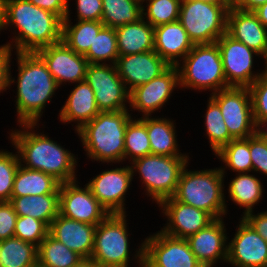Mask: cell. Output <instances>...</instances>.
Listing matches in <instances>:
<instances>
[{"label":"cell","mask_w":267,"mask_h":267,"mask_svg":"<svg viewBox=\"0 0 267 267\" xmlns=\"http://www.w3.org/2000/svg\"><path fill=\"white\" fill-rule=\"evenodd\" d=\"M62 23L63 20L58 15L39 8L28 0H4L1 30H6L9 26L16 29L12 41L4 44L12 52L13 49L15 52H37L60 42Z\"/></svg>","instance_id":"6da1fadb"},{"label":"cell","mask_w":267,"mask_h":267,"mask_svg":"<svg viewBox=\"0 0 267 267\" xmlns=\"http://www.w3.org/2000/svg\"><path fill=\"white\" fill-rule=\"evenodd\" d=\"M38 125V126H37ZM39 124H19L11 130L10 140L17 150L20 165L53 176L60 183L77 180V157L64 146L34 128Z\"/></svg>","instance_id":"7a4b0ae2"},{"label":"cell","mask_w":267,"mask_h":267,"mask_svg":"<svg viewBox=\"0 0 267 267\" xmlns=\"http://www.w3.org/2000/svg\"><path fill=\"white\" fill-rule=\"evenodd\" d=\"M18 65L17 82L8 70V88L17 84L15 104L19 124H38L58 84L47 65L36 52H15Z\"/></svg>","instance_id":"3957f363"},{"label":"cell","mask_w":267,"mask_h":267,"mask_svg":"<svg viewBox=\"0 0 267 267\" xmlns=\"http://www.w3.org/2000/svg\"><path fill=\"white\" fill-rule=\"evenodd\" d=\"M129 110L99 112L75 133L91 161L122 163L126 127L132 119Z\"/></svg>","instance_id":"277c9868"},{"label":"cell","mask_w":267,"mask_h":267,"mask_svg":"<svg viewBox=\"0 0 267 267\" xmlns=\"http://www.w3.org/2000/svg\"><path fill=\"white\" fill-rule=\"evenodd\" d=\"M187 167L188 164L181 173L173 198L209 213L214 219L226 217L228 210L223 182L226 176L220 167L193 171Z\"/></svg>","instance_id":"5b68a950"},{"label":"cell","mask_w":267,"mask_h":267,"mask_svg":"<svg viewBox=\"0 0 267 267\" xmlns=\"http://www.w3.org/2000/svg\"><path fill=\"white\" fill-rule=\"evenodd\" d=\"M182 62V63H181ZM179 88L199 92H218L230 87L223 71L222 58L217 43L194 44L191 51L177 65Z\"/></svg>","instance_id":"8992f818"},{"label":"cell","mask_w":267,"mask_h":267,"mask_svg":"<svg viewBox=\"0 0 267 267\" xmlns=\"http://www.w3.org/2000/svg\"><path fill=\"white\" fill-rule=\"evenodd\" d=\"M189 158V156L149 154L129 164L133 176L139 174L147 197L150 196L152 201L159 205L163 200L171 198L175 194L181 173L189 164Z\"/></svg>","instance_id":"52a82bcc"},{"label":"cell","mask_w":267,"mask_h":267,"mask_svg":"<svg viewBox=\"0 0 267 267\" xmlns=\"http://www.w3.org/2000/svg\"><path fill=\"white\" fill-rule=\"evenodd\" d=\"M232 4L183 0L178 21L193 44L215 43L227 32V14Z\"/></svg>","instance_id":"ba28073f"},{"label":"cell","mask_w":267,"mask_h":267,"mask_svg":"<svg viewBox=\"0 0 267 267\" xmlns=\"http://www.w3.org/2000/svg\"><path fill=\"white\" fill-rule=\"evenodd\" d=\"M126 217V214H109L97 225L91 259L98 267L130 266L131 243Z\"/></svg>","instance_id":"9c48e42d"},{"label":"cell","mask_w":267,"mask_h":267,"mask_svg":"<svg viewBox=\"0 0 267 267\" xmlns=\"http://www.w3.org/2000/svg\"><path fill=\"white\" fill-rule=\"evenodd\" d=\"M138 247L133 258L139 267H203L186 239L161 230L146 237Z\"/></svg>","instance_id":"30bf717a"},{"label":"cell","mask_w":267,"mask_h":267,"mask_svg":"<svg viewBox=\"0 0 267 267\" xmlns=\"http://www.w3.org/2000/svg\"><path fill=\"white\" fill-rule=\"evenodd\" d=\"M210 97L219 105L233 139H245L255 134L251 94L248 87L230 86Z\"/></svg>","instance_id":"8fae6325"},{"label":"cell","mask_w":267,"mask_h":267,"mask_svg":"<svg viewBox=\"0 0 267 267\" xmlns=\"http://www.w3.org/2000/svg\"><path fill=\"white\" fill-rule=\"evenodd\" d=\"M85 81L94 91L100 112L128 110L129 91L113 64H89ZM126 103V104H125Z\"/></svg>","instance_id":"7c38bea8"},{"label":"cell","mask_w":267,"mask_h":267,"mask_svg":"<svg viewBox=\"0 0 267 267\" xmlns=\"http://www.w3.org/2000/svg\"><path fill=\"white\" fill-rule=\"evenodd\" d=\"M223 64L226 82L229 86L249 87L264 73L255 72L254 57L261 55L235 40L227 32L216 41ZM254 72V73H253Z\"/></svg>","instance_id":"4fadbf2b"},{"label":"cell","mask_w":267,"mask_h":267,"mask_svg":"<svg viewBox=\"0 0 267 267\" xmlns=\"http://www.w3.org/2000/svg\"><path fill=\"white\" fill-rule=\"evenodd\" d=\"M78 180L61 183L59 187V214L67 218L98 225L108 215V211L93 196L85 184L80 187Z\"/></svg>","instance_id":"5bb4252c"},{"label":"cell","mask_w":267,"mask_h":267,"mask_svg":"<svg viewBox=\"0 0 267 267\" xmlns=\"http://www.w3.org/2000/svg\"><path fill=\"white\" fill-rule=\"evenodd\" d=\"M130 165L107 169L86 184L109 214H127L125 196L132 184Z\"/></svg>","instance_id":"9a60e30c"},{"label":"cell","mask_w":267,"mask_h":267,"mask_svg":"<svg viewBox=\"0 0 267 267\" xmlns=\"http://www.w3.org/2000/svg\"><path fill=\"white\" fill-rule=\"evenodd\" d=\"M179 86V71L177 66H170L160 76L148 83L134 88L129 94V111L142 112V117L152 116L161 110L172 97L174 89Z\"/></svg>","instance_id":"2e32d148"},{"label":"cell","mask_w":267,"mask_h":267,"mask_svg":"<svg viewBox=\"0 0 267 267\" xmlns=\"http://www.w3.org/2000/svg\"><path fill=\"white\" fill-rule=\"evenodd\" d=\"M36 53L43 59L59 87L66 82L75 84L85 81L89 62L84 55L77 54L62 40Z\"/></svg>","instance_id":"e0dca14e"},{"label":"cell","mask_w":267,"mask_h":267,"mask_svg":"<svg viewBox=\"0 0 267 267\" xmlns=\"http://www.w3.org/2000/svg\"><path fill=\"white\" fill-rule=\"evenodd\" d=\"M228 242L227 262L234 267H267V241L243 218Z\"/></svg>","instance_id":"ac0fdd59"},{"label":"cell","mask_w":267,"mask_h":267,"mask_svg":"<svg viewBox=\"0 0 267 267\" xmlns=\"http://www.w3.org/2000/svg\"><path fill=\"white\" fill-rule=\"evenodd\" d=\"M158 207L167 218L166 226L160 230L176 238L187 239L215 220L209 213L176 201L173 197L163 200Z\"/></svg>","instance_id":"d6986e66"},{"label":"cell","mask_w":267,"mask_h":267,"mask_svg":"<svg viewBox=\"0 0 267 267\" xmlns=\"http://www.w3.org/2000/svg\"><path fill=\"white\" fill-rule=\"evenodd\" d=\"M115 66L129 93L160 76L170 67L154 50L119 56Z\"/></svg>","instance_id":"ffe728a7"},{"label":"cell","mask_w":267,"mask_h":267,"mask_svg":"<svg viewBox=\"0 0 267 267\" xmlns=\"http://www.w3.org/2000/svg\"><path fill=\"white\" fill-rule=\"evenodd\" d=\"M223 220L215 219L207 227L186 239L203 267H214L221 260L222 264L227 262L229 238Z\"/></svg>","instance_id":"44dd1931"},{"label":"cell","mask_w":267,"mask_h":267,"mask_svg":"<svg viewBox=\"0 0 267 267\" xmlns=\"http://www.w3.org/2000/svg\"><path fill=\"white\" fill-rule=\"evenodd\" d=\"M96 227L58 214L50 224L48 234L82 258H91Z\"/></svg>","instance_id":"7402d4cb"},{"label":"cell","mask_w":267,"mask_h":267,"mask_svg":"<svg viewBox=\"0 0 267 267\" xmlns=\"http://www.w3.org/2000/svg\"><path fill=\"white\" fill-rule=\"evenodd\" d=\"M227 33L235 40L244 43L261 55L267 51V28L259 21L253 11L229 8L227 14Z\"/></svg>","instance_id":"603a6c76"},{"label":"cell","mask_w":267,"mask_h":267,"mask_svg":"<svg viewBox=\"0 0 267 267\" xmlns=\"http://www.w3.org/2000/svg\"><path fill=\"white\" fill-rule=\"evenodd\" d=\"M193 46L178 20L154 27V51L170 66H177Z\"/></svg>","instance_id":"cb8c5ba5"},{"label":"cell","mask_w":267,"mask_h":267,"mask_svg":"<svg viewBox=\"0 0 267 267\" xmlns=\"http://www.w3.org/2000/svg\"><path fill=\"white\" fill-rule=\"evenodd\" d=\"M68 95L59 111V118L64 124L76 122L75 131L90 122L100 110L95 101L94 91L86 81L78 82Z\"/></svg>","instance_id":"d4e9b609"},{"label":"cell","mask_w":267,"mask_h":267,"mask_svg":"<svg viewBox=\"0 0 267 267\" xmlns=\"http://www.w3.org/2000/svg\"><path fill=\"white\" fill-rule=\"evenodd\" d=\"M119 56L154 50V27L143 17L135 23L115 28Z\"/></svg>","instance_id":"484cf974"},{"label":"cell","mask_w":267,"mask_h":267,"mask_svg":"<svg viewBox=\"0 0 267 267\" xmlns=\"http://www.w3.org/2000/svg\"><path fill=\"white\" fill-rule=\"evenodd\" d=\"M173 119L145 116V126L151 147V154L161 156H189L181 153Z\"/></svg>","instance_id":"4316f807"},{"label":"cell","mask_w":267,"mask_h":267,"mask_svg":"<svg viewBox=\"0 0 267 267\" xmlns=\"http://www.w3.org/2000/svg\"><path fill=\"white\" fill-rule=\"evenodd\" d=\"M60 184L58 180L49 174L19 165L11 197L59 194Z\"/></svg>","instance_id":"83f0119b"},{"label":"cell","mask_w":267,"mask_h":267,"mask_svg":"<svg viewBox=\"0 0 267 267\" xmlns=\"http://www.w3.org/2000/svg\"><path fill=\"white\" fill-rule=\"evenodd\" d=\"M9 202L18 216H31L48 227L59 214V194L11 197Z\"/></svg>","instance_id":"f1b7e54d"},{"label":"cell","mask_w":267,"mask_h":267,"mask_svg":"<svg viewBox=\"0 0 267 267\" xmlns=\"http://www.w3.org/2000/svg\"><path fill=\"white\" fill-rule=\"evenodd\" d=\"M70 11L69 9L62 23V41L77 54L85 55L104 24L100 21L83 20H76L73 24Z\"/></svg>","instance_id":"f546056e"},{"label":"cell","mask_w":267,"mask_h":267,"mask_svg":"<svg viewBox=\"0 0 267 267\" xmlns=\"http://www.w3.org/2000/svg\"><path fill=\"white\" fill-rule=\"evenodd\" d=\"M262 184L260 179L249 172L239 173L228 184V197L240 208H244L245 215L253 211L255 204L263 198L265 190Z\"/></svg>","instance_id":"4dcf8cb0"},{"label":"cell","mask_w":267,"mask_h":267,"mask_svg":"<svg viewBox=\"0 0 267 267\" xmlns=\"http://www.w3.org/2000/svg\"><path fill=\"white\" fill-rule=\"evenodd\" d=\"M38 247L18 237L0 241V267H38Z\"/></svg>","instance_id":"1f68e13d"},{"label":"cell","mask_w":267,"mask_h":267,"mask_svg":"<svg viewBox=\"0 0 267 267\" xmlns=\"http://www.w3.org/2000/svg\"><path fill=\"white\" fill-rule=\"evenodd\" d=\"M142 0H102L101 22L105 27L117 28L142 18Z\"/></svg>","instance_id":"d6a6232c"},{"label":"cell","mask_w":267,"mask_h":267,"mask_svg":"<svg viewBox=\"0 0 267 267\" xmlns=\"http://www.w3.org/2000/svg\"><path fill=\"white\" fill-rule=\"evenodd\" d=\"M215 156L225 164L220 170L225 176V169L232 170L237 174L250 173L252 160L250 157V137L245 139H233L223 146Z\"/></svg>","instance_id":"836d02e7"},{"label":"cell","mask_w":267,"mask_h":267,"mask_svg":"<svg viewBox=\"0 0 267 267\" xmlns=\"http://www.w3.org/2000/svg\"><path fill=\"white\" fill-rule=\"evenodd\" d=\"M37 258L38 267H73L83 259L49 234L39 244Z\"/></svg>","instance_id":"e575fe53"},{"label":"cell","mask_w":267,"mask_h":267,"mask_svg":"<svg viewBox=\"0 0 267 267\" xmlns=\"http://www.w3.org/2000/svg\"><path fill=\"white\" fill-rule=\"evenodd\" d=\"M151 154L150 142L145 126V116L132 118L126 127L124 140V161L129 162Z\"/></svg>","instance_id":"d590c367"},{"label":"cell","mask_w":267,"mask_h":267,"mask_svg":"<svg viewBox=\"0 0 267 267\" xmlns=\"http://www.w3.org/2000/svg\"><path fill=\"white\" fill-rule=\"evenodd\" d=\"M84 57L89 64H106L108 62V64L115 65L119 57L115 29L104 26L96 35Z\"/></svg>","instance_id":"8d00e7d4"},{"label":"cell","mask_w":267,"mask_h":267,"mask_svg":"<svg viewBox=\"0 0 267 267\" xmlns=\"http://www.w3.org/2000/svg\"><path fill=\"white\" fill-rule=\"evenodd\" d=\"M207 110L204 114L205 132L208 137L211 150L216 154L223 146L227 145L233 138L224 122L219 105L209 97Z\"/></svg>","instance_id":"74e56055"},{"label":"cell","mask_w":267,"mask_h":267,"mask_svg":"<svg viewBox=\"0 0 267 267\" xmlns=\"http://www.w3.org/2000/svg\"><path fill=\"white\" fill-rule=\"evenodd\" d=\"M143 2H146V6L142 5V17L153 27L179 18L181 0H142Z\"/></svg>","instance_id":"f35d334b"},{"label":"cell","mask_w":267,"mask_h":267,"mask_svg":"<svg viewBox=\"0 0 267 267\" xmlns=\"http://www.w3.org/2000/svg\"><path fill=\"white\" fill-rule=\"evenodd\" d=\"M20 165L18 153L0 150V201H10L16 172Z\"/></svg>","instance_id":"ab89813d"},{"label":"cell","mask_w":267,"mask_h":267,"mask_svg":"<svg viewBox=\"0 0 267 267\" xmlns=\"http://www.w3.org/2000/svg\"><path fill=\"white\" fill-rule=\"evenodd\" d=\"M48 231L49 227L43 221L31 216H18L14 236L38 247L48 235Z\"/></svg>","instance_id":"60d3db41"},{"label":"cell","mask_w":267,"mask_h":267,"mask_svg":"<svg viewBox=\"0 0 267 267\" xmlns=\"http://www.w3.org/2000/svg\"><path fill=\"white\" fill-rule=\"evenodd\" d=\"M251 94L253 118L255 124L267 118V75L260 76L248 87Z\"/></svg>","instance_id":"b9f144b4"},{"label":"cell","mask_w":267,"mask_h":267,"mask_svg":"<svg viewBox=\"0 0 267 267\" xmlns=\"http://www.w3.org/2000/svg\"><path fill=\"white\" fill-rule=\"evenodd\" d=\"M250 157L252 172L267 176V140L260 139L256 134L250 136Z\"/></svg>","instance_id":"7bdbcfd3"},{"label":"cell","mask_w":267,"mask_h":267,"mask_svg":"<svg viewBox=\"0 0 267 267\" xmlns=\"http://www.w3.org/2000/svg\"><path fill=\"white\" fill-rule=\"evenodd\" d=\"M17 217L9 201H0V241L14 236Z\"/></svg>","instance_id":"ee69618b"},{"label":"cell","mask_w":267,"mask_h":267,"mask_svg":"<svg viewBox=\"0 0 267 267\" xmlns=\"http://www.w3.org/2000/svg\"><path fill=\"white\" fill-rule=\"evenodd\" d=\"M77 20L100 21L102 18V0H76Z\"/></svg>","instance_id":"f6af8a7d"},{"label":"cell","mask_w":267,"mask_h":267,"mask_svg":"<svg viewBox=\"0 0 267 267\" xmlns=\"http://www.w3.org/2000/svg\"><path fill=\"white\" fill-rule=\"evenodd\" d=\"M34 5L44 10L58 15L62 20L65 19L69 10V0H28Z\"/></svg>","instance_id":"bcb514c9"},{"label":"cell","mask_w":267,"mask_h":267,"mask_svg":"<svg viewBox=\"0 0 267 267\" xmlns=\"http://www.w3.org/2000/svg\"><path fill=\"white\" fill-rule=\"evenodd\" d=\"M253 211L248 212L245 215H241L242 218L261 236L267 241V210L254 214Z\"/></svg>","instance_id":"7dc6e473"},{"label":"cell","mask_w":267,"mask_h":267,"mask_svg":"<svg viewBox=\"0 0 267 267\" xmlns=\"http://www.w3.org/2000/svg\"><path fill=\"white\" fill-rule=\"evenodd\" d=\"M11 51L4 45L0 46V93L8 90V70L12 60Z\"/></svg>","instance_id":"c3c4849f"},{"label":"cell","mask_w":267,"mask_h":267,"mask_svg":"<svg viewBox=\"0 0 267 267\" xmlns=\"http://www.w3.org/2000/svg\"><path fill=\"white\" fill-rule=\"evenodd\" d=\"M265 3H267V0H233L232 1V5L235 8L245 10V11H254Z\"/></svg>","instance_id":"681fc988"},{"label":"cell","mask_w":267,"mask_h":267,"mask_svg":"<svg viewBox=\"0 0 267 267\" xmlns=\"http://www.w3.org/2000/svg\"><path fill=\"white\" fill-rule=\"evenodd\" d=\"M255 134L263 140H267V118L259 120L255 124Z\"/></svg>","instance_id":"f907efd6"},{"label":"cell","mask_w":267,"mask_h":267,"mask_svg":"<svg viewBox=\"0 0 267 267\" xmlns=\"http://www.w3.org/2000/svg\"><path fill=\"white\" fill-rule=\"evenodd\" d=\"M253 12L256 14L259 21L264 25V27L267 28V3L258 7Z\"/></svg>","instance_id":"816d5d0a"},{"label":"cell","mask_w":267,"mask_h":267,"mask_svg":"<svg viewBox=\"0 0 267 267\" xmlns=\"http://www.w3.org/2000/svg\"><path fill=\"white\" fill-rule=\"evenodd\" d=\"M73 267H98V266L91 258H83Z\"/></svg>","instance_id":"f5cc1de1"},{"label":"cell","mask_w":267,"mask_h":267,"mask_svg":"<svg viewBox=\"0 0 267 267\" xmlns=\"http://www.w3.org/2000/svg\"><path fill=\"white\" fill-rule=\"evenodd\" d=\"M4 0H0V31L3 26Z\"/></svg>","instance_id":"db71d44e"},{"label":"cell","mask_w":267,"mask_h":267,"mask_svg":"<svg viewBox=\"0 0 267 267\" xmlns=\"http://www.w3.org/2000/svg\"><path fill=\"white\" fill-rule=\"evenodd\" d=\"M203 1L215 2L220 4H232L231 0H203Z\"/></svg>","instance_id":"11a10c76"},{"label":"cell","mask_w":267,"mask_h":267,"mask_svg":"<svg viewBox=\"0 0 267 267\" xmlns=\"http://www.w3.org/2000/svg\"><path fill=\"white\" fill-rule=\"evenodd\" d=\"M265 61V70H263V73L267 75V51L265 53V55L262 57Z\"/></svg>","instance_id":"9f6ffc18"}]
</instances>
